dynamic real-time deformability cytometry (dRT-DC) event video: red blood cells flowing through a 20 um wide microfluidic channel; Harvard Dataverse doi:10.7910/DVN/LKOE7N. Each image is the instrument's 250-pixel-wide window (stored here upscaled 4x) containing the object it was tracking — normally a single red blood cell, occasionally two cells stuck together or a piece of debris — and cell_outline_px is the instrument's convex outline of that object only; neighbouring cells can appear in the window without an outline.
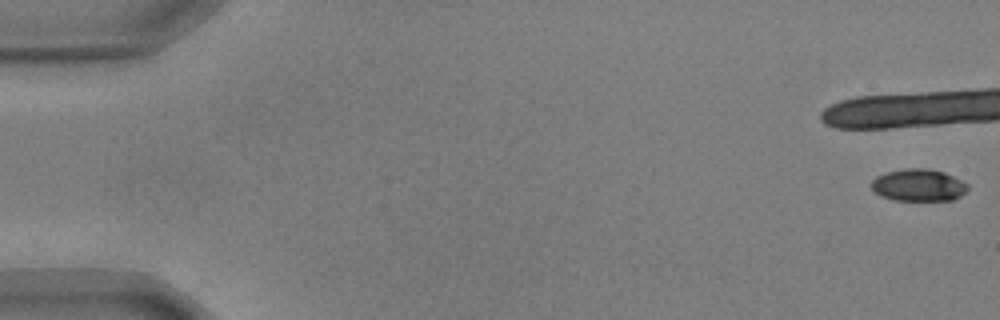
{"species": "common noctule bat (a hibernating species)", "species_latin": "Nyctalus noctula", "temperature_condition": "warm", "stored_images_in_passage": 20, "camera_frame_rate_fps": 3000, "um_per_image_px": 0.085, "animal": {"sex": "male", "body_mass_g": 17.9, "forearm_length_mm": 54.2}, "frame": {"image": 1, "passage_image": 1, "time_ms": 0.0, "image_size_px": [1000, 320], "cell_outline_px": [[968, 192], [952, 200], [892, 200], [880, 196], [872, 188], [872, 180], [876, 176], [888, 172], [908, 168], [928, 168], [944, 172], [968, 184]], "centroid_in_image_um": [78.09, 15.74], "position_along_channel_um": 6.9, "area_um2": 18.03}}